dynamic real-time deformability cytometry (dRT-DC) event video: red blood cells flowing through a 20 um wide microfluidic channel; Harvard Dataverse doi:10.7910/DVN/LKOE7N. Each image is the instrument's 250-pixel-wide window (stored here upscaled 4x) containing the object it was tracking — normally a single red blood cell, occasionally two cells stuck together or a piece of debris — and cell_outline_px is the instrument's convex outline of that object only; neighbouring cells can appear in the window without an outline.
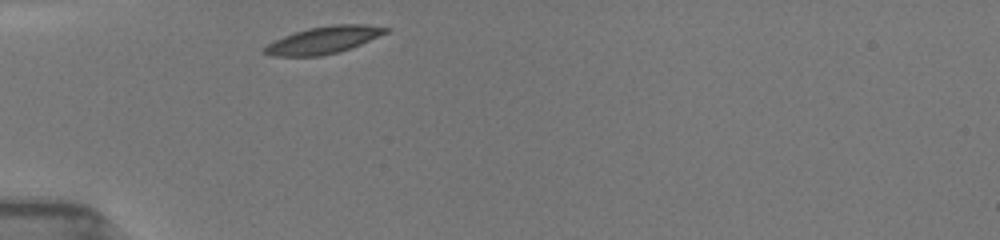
{"species": "common noctule bat (a hibernating species)", "species_latin": "Nyctalus noctula", "temperature_condition": "room temperature", "stored_images_in_passage": 24, "camera_frame_rate_fps": 3000, "um_per_image_px": 0.085, "animal": {"sex": "female", "body_mass_g": 19.5, "forearm_length_mm": 54.1}, "frame": {"image": 1, "passage_image": 1, "time_ms": 0.0, "image_size_px": [1000, 240], "cell_outline_px": [[392, 28], [388, 32], [352, 48], [320, 56], [272, 56], [260, 52], [268, 44], [284, 36], [308, 28], [332, 24], [364, 24]], "centroid_in_image_um": [27.52, 3.4], "position_along_channel_um": 57.5, "area_um2": 19.13}}
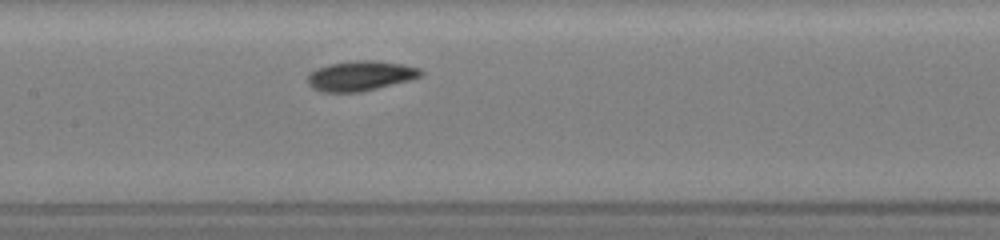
{"frame": {"image": 2, "passage_image": 9, "time_ms": 3.333, "image_size_px": [1000, 240], "cell_outline_px": [[424, 72], [420, 76], [408, 80], [360, 92], [320, 92], [312, 88], [308, 84], [308, 76], [312, 72], [328, 64], [356, 60], [376, 60], [404, 64], [420, 68]], "centroid_in_image_um": [30.64, 6.44], "position_along_channel_um": 176.8, "area_um2": 19.59}}
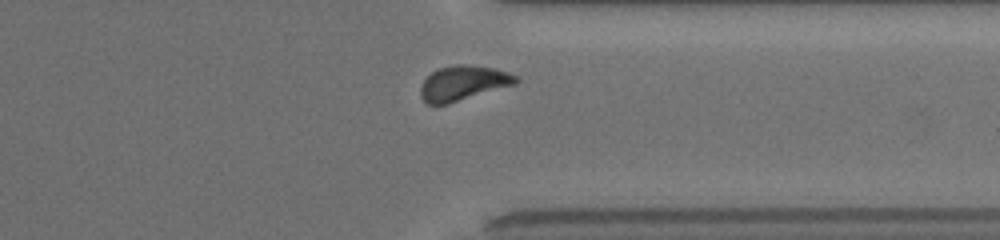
{"frame": {"image": 3, "passage_image": 21, "time_ms": 8.333, "image_size_px": [1000, 240], "cell_outline_px": [[520, 80], [516, 84], [448, 104], [428, 104], [420, 96], [420, 88], [424, 80], [436, 68], [456, 64], [464, 64], [496, 68], [520, 76]], "centroid_in_image_um": [39.4, 7.05], "position_along_channel_um": 372.0, "area_um2": 19.54}, "authors_computed_cell_mechanics": {"area_um2": 19.2474, "velocity_mm_per_s": 3.9041, "shape_relaxation_time_tau1_ms": 1.2985, "shape_relaxation_time_tau2_ms": 1.4288, "deformation_change_tau1": 0.1066, "deformation_change_tau2": 0.0643}}